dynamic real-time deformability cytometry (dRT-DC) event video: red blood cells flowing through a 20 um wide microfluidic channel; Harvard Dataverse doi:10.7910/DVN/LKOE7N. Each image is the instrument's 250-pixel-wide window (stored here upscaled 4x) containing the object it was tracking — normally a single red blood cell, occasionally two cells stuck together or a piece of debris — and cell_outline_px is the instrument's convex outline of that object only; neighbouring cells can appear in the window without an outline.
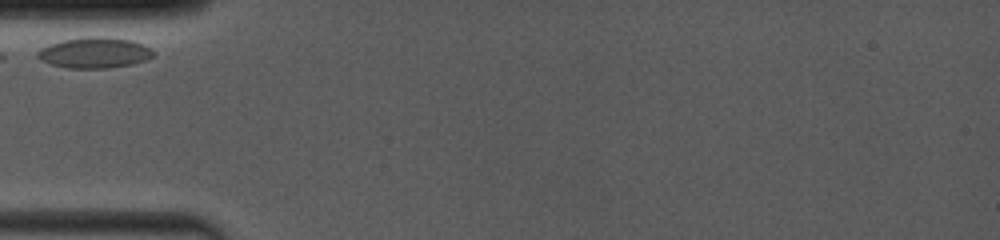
{"species": "common noctule bat (a hibernating species)", "species_latin": "Nyctalus noctula", "temperature_condition": "room temperature", "stored_images_in_passage": 23, "camera_frame_rate_fps": 4000, "um_per_image_px": 0.085, "animal": {"sex": "female", "body_mass_g": 19.0, "forearm_length_mm": 53.3}, "frame": {"image": 1, "passage_image": 1, "time_ms": 0.0, "image_size_px": [1000, 240], "cell_outline_px": [[152, 56], [144, 60], [132, 64], [108, 68], [68, 68], [48, 64], [40, 60], [36, 56], [36, 52], [40, 48], [64, 40], [88, 36], [104, 36], [128, 40], [140, 44], [148, 48], [152, 52]], "centroid_in_image_um": [7.95, 4.49], "position_along_channel_um": 77.1, "area_um2": 20.46}}
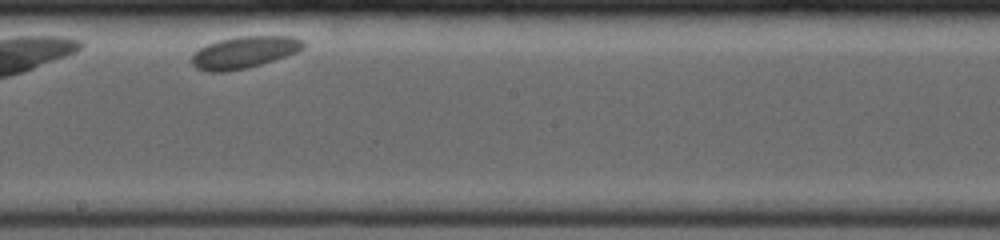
{"frame": {"image": 2, "passage_image": 12, "time_ms": 4.5, "image_size_px": [1000, 240], "cell_outline_px": [[304, 48], [296, 52], [260, 64], [244, 68], [224, 72], [208, 72], [196, 68], [192, 64], [192, 56], [200, 48], [208, 44], [220, 40], [240, 36], [292, 36], [304, 40]], "centroid_in_image_um": [20.75, 4.44], "position_along_channel_um": 227.4, "area_um2": 20.4}}
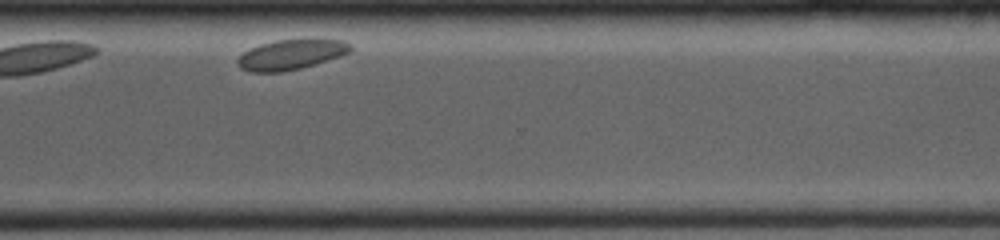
{"frame": {"image": 3, "passage_image": 21, "time_ms": 8.0, "image_size_px": [1000, 240], "cell_outline_px": [[352, 52], [340, 56], [300, 68], [280, 72], [248, 72], [240, 68], [236, 64], [236, 60], [244, 52], [260, 44], [276, 40], [344, 40], [352, 44]], "centroid_in_image_um": [24.72, 4.65], "position_along_channel_um": 345.9, "area_um2": 19.59}}